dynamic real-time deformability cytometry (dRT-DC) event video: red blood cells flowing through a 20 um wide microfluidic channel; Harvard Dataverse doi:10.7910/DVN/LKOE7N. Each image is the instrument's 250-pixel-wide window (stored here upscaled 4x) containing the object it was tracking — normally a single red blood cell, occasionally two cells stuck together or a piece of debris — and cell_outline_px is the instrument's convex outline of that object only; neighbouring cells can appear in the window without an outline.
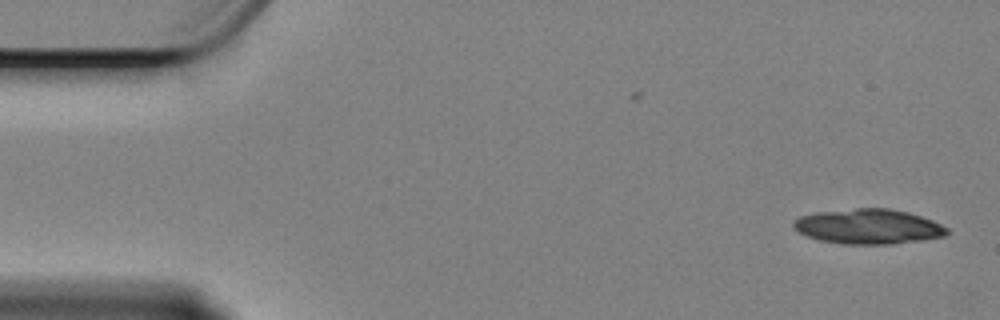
{"species": "Egyptian fruit bat (a non-hibernating species)", "species_latin": "Rousettus aegyptiacus", "temperature_condition": "cold", "stored_images_in_passage": 30, "segment_of_instrument_passage": [1, 2], "camera_frame_rate_fps": 3000, "um_per_image_px": 0.085, "animal": {"sex": "female"}, "frame": {"image": 1, "passage_image": 1, "time_ms": 0.0, "image_size_px": [1000, 320], "cell_outline_px": [[948, 232], [944, 236], [920, 240], [892, 244], [840, 244], [820, 240], [808, 236], [800, 232], [792, 224], [792, 220], [800, 216], [816, 212], [856, 208], [888, 208], [908, 212], [932, 220], [948, 228]], "centroid_in_image_um": [73.79, 19.25], "position_along_channel_um": 11.2, "area_um2": 31.15}}
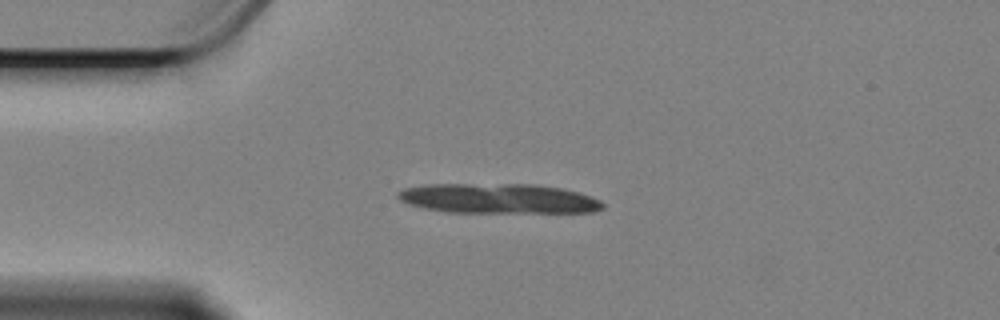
{"frame": {"image": 2, "passage_image": 12, "time_ms": 3.667, "image_size_px": [1000, 320], "cell_outline_px": [[604, 208], [592, 212], [448, 212], [424, 208], [408, 204], [400, 200], [396, 196], [396, 192], [404, 188], [424, 184], [536, 184], [560, 188], [576, 192], [600, 200], [604, 204]], "centroid_in_image_um": [42.3, 16.87], "position_along_channel_um": 42.7, "area_um2": 35.6}}